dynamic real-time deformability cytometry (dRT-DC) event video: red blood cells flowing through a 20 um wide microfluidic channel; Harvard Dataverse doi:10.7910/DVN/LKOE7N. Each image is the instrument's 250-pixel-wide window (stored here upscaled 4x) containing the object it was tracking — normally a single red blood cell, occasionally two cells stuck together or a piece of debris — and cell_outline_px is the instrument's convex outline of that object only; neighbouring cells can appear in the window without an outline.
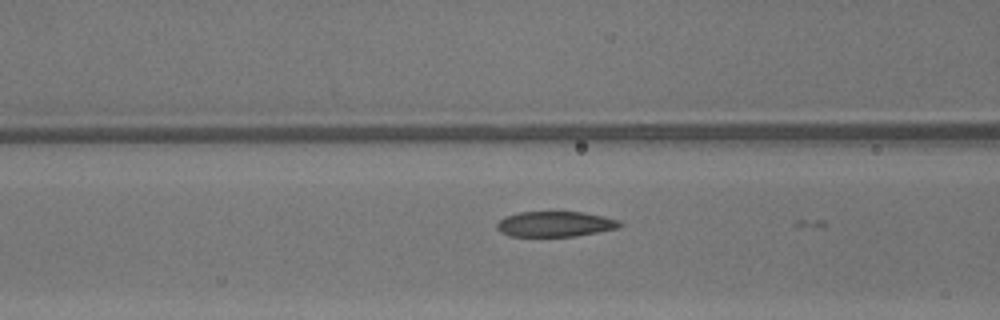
{"species": "common noctule bat (a hibernating species)", "species_latin": "Nyctalus noctula", "temperature_condition": "warm", "stored_images_in_passage": 7, "camera_frame_rate_fps": 3000, "um_per_image_px": 0.085, "animal": {"sex": "male", "body_mass_g": 13.3}, "frame": {"image": 1, "passage_image": 6, "time_ms": 1.667, "image_size_px": [1000, 320], "cell_outline_px": [[624, 224], [620, 228], [576, 236], [508, 236], [500, 232], [496, 228], [496, 224], [504, 216], [520, 212], [584, 212], [604, 216], [620, 220]], "centroid_in_image_um": [47.21, 19.04], "position_along_channel_um": 119.4, "area_um2": 18.38}}